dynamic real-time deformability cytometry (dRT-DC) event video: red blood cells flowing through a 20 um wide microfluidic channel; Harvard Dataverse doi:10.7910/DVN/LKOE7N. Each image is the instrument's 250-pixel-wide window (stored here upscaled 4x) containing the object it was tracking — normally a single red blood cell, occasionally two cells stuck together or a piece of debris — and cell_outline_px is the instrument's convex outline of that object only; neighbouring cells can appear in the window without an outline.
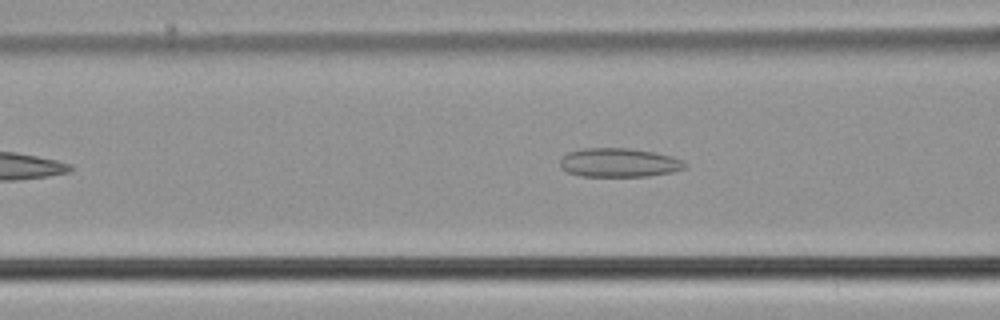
{"species": "common noctule bat (a hibernating species)", "species_latin": "Nyctalus noctula", "temperature_condition": "cold", "stored_images_in_passage": 32, "camera_frame_rate_fps": 3000, "um_per_image_px": 0.085, "animal": {"sex": "male", "body_mass_g": 21.5, "forearm_length_mm": 52.0}, "frame": {"image": 1, "passage_image": 5, "time_ms": 1.333, "image_size_px": [1000, 320], "cell_outline_px": [[688, 164], [684, 168], [672, 172], [648, 176], [580, 176], [568, 172], [560, 168], [560, 160], [568, 152], [584, 148], [628, 148], [652, 152], [684, 160]], "centroid_in_image_um": [52.6, 13.83], "position_along_channel_um": 114.0, "area_um2": 20.92}}
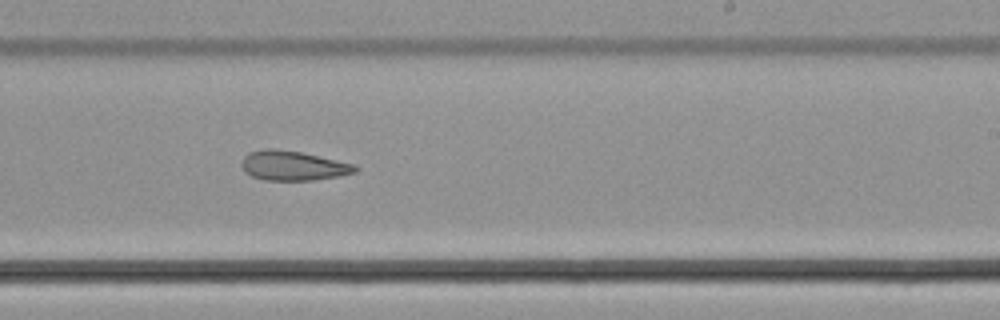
{"frame": {"image": 2, "passage_image": 17, "time_ms": 5.333, "image_size_px": [1000, 320], "cell_outline_px": [[360, 168], [356, 172], [336, 176], [312, 180], [264, 180], [252, 176], [244, 172], [240, 164], [244, 156], [248, 152], [268, 148], [276, 148], [300, 152], [352, 164]], "centroid_in_image_um": [24.84, 14.08], "position_along_channel_um": 264.2, "area_um2": 19.42}}
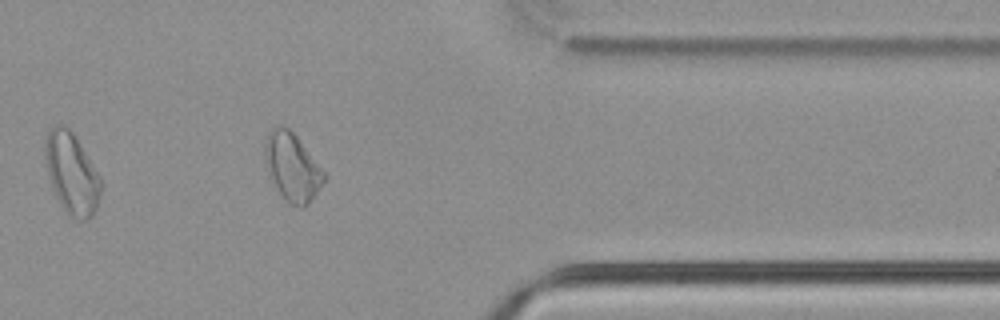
{"frame": {"image": 3, "passage_image": 28, "time_ms": 9.0, "image_size_px": [1000, 320], "cell_outline_px": [[324, 180], [308, 204], [304, 208], [288, 204], [284, 200], [272, 176], [264, 152], [264, 144], [268, 132], [276, 124], [280, 124], [288, 128], [296, 136], [324, 172]], "centroid_in_image_um": [24.83, 14.17], "position_along_channel_um": 386.6, "area_um2": 22.54}, "authors_computed_cell_mechanics": {"area_um2": 19.941, "velocity_mm_per_s": 3.7556, "shape_relaxation_time_tau1_ms": null, "shape_relaxation_time_tau2_ms": 7.0238, "deformation_change_tau1": null, "deformation_change_tau2": 0.1382}}